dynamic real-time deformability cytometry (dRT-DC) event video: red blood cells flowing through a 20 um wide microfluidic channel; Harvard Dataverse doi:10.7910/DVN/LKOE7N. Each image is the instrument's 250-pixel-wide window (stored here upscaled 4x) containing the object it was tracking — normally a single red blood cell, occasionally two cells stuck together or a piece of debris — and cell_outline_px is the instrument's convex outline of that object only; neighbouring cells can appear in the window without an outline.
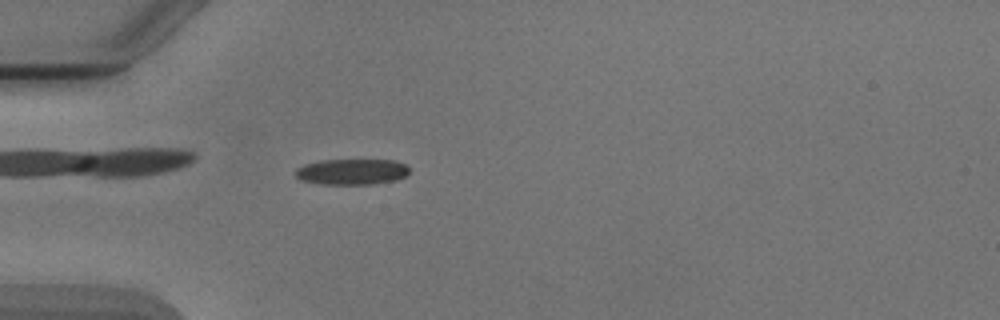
{"species": "Egyptian fruit bat (a non-hibernating species)", "species_latin": "Rousettus aegyptiacus", "temperature_condition": "cold", "stored_images_in_passage": 4, "camera_frame_rate_fps": 3000, "um_per_image_px": 0.085, "animal": {"sex": "male"}, "frame": {"image": 1, "passage_image": 4, "time_ms": 3.333, "image_size_px": [1000, 320], "cell_outline_px": [[408, 172], [404, 176], [396, 180], [368, 184], [320, 184], [300, 180], [296, 176], [296, 168], [304, 164], [320, 160], [396, 160], [404, 164], [408, 168]], "centroid_in_image_um": [29.87, 14.59], "position_along_channel_um": 55.1, "area_um2": 17.05}}